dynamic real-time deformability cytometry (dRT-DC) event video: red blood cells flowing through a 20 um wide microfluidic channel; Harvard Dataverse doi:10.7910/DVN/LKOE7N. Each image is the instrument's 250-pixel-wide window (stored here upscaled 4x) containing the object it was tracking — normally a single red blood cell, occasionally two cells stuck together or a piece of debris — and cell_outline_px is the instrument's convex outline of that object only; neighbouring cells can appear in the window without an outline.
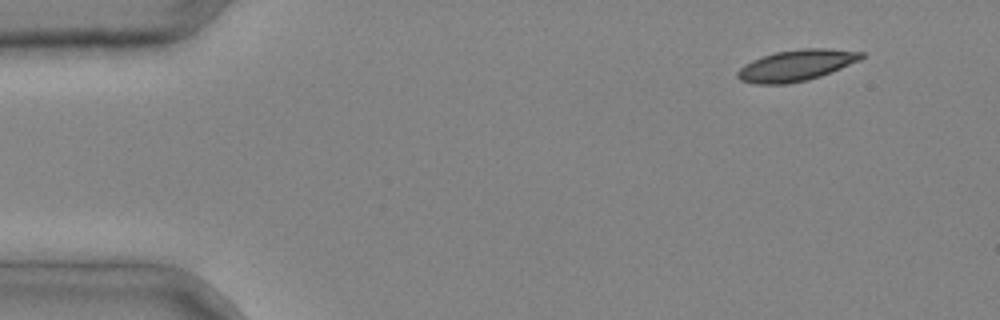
{"species": "common noctule bat (a hibernating species)", "species_latin": "Nyctalus noctula", "temperature_condition": "cold", "stored_images_in_passage": 3, "camera_frame_rate_fps": 3000, "um_per_image_px": 0.085, "animal": {"sex": "male", "body_mass_g": 20.4}, "frame": {"image": 1, "passage_image": 1, "time_ms": 0.0, "image_size_px": [1000, 320], "cell_outline_px": [[864, 56], [860, 60], [820, 76], [808, 80], [788, 84], [756, 84], [740, 80], [736, 76], [736, 72], [744, 64], [752, 60], [776, 52], [804, 48], [828, 48], [864, 52]], "centroid_in_image_um": [67.67, 5.56], "position_along_channel_um": 17.3, "area_um2": 22.43}}
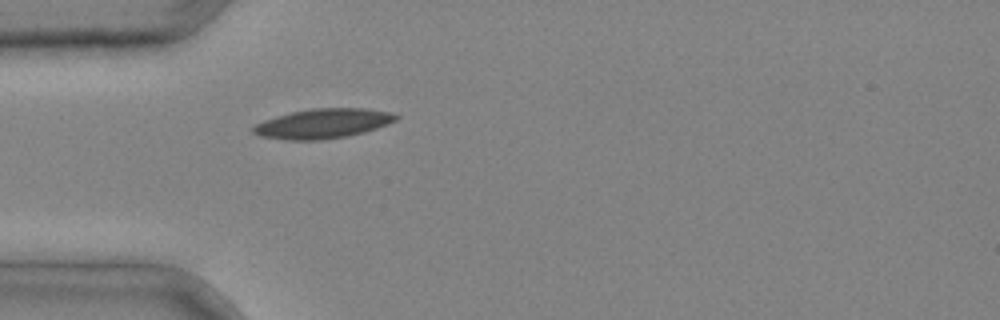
{"frame": {"image": 2, "passage_image": 3, "time_ms": 0.667, "image_size_px": [1000, 320], "cell_outline_px": [[400, 116], [396, 120], [388, 124], [364, 132], [348, 136], [320, 140], [288, 140], [260, 136], [252, 132], [252, 128], [256, 124], [264, 120], [276, 116], [292, 112], [312, 108], [364, 108], [388, 112]], "centroid_in_image_um": [27.44, 10.5], "position_along_channel_um": 57.6, "area_um2": 24.57}}